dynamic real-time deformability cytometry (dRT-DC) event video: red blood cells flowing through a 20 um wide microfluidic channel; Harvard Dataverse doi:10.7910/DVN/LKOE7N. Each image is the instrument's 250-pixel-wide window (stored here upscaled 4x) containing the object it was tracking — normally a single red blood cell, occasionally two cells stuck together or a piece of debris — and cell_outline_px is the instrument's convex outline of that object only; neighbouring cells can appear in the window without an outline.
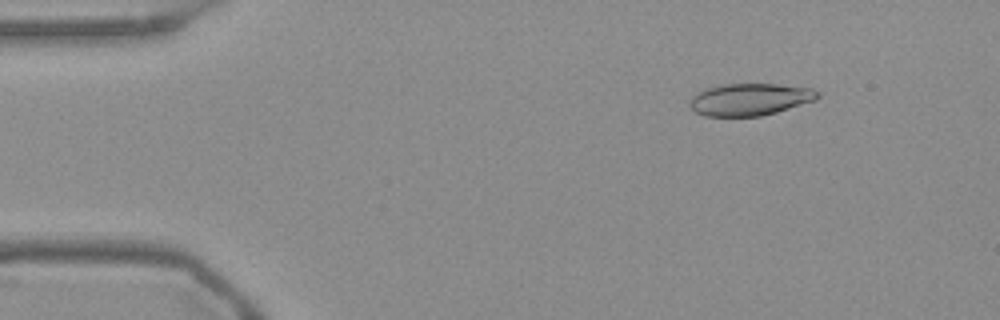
{"species": "Egyptian fruit bat (a non-hibernating species)", "species_latin": "Rousettus aegyptiacus", "temperature_condition": "warm", "stored_images_in_passage": 49, "camera_frame_rate_fps": 3000, "um_per_image_px": 0.085, "frame": {"image": 1, "passage_image": 2, "time_ms": 0.333, "image_size_px": [1000, 320], "cell_outline_px": [[820, 96], [816, 100], [776, 112], [760, 116], [704, 116], [696, 112], [688, 104], [692, 96], [696, 92], [704, 88], [720, 84], [776, 84], [812, 88], [820, 92]], "centroid_in_image_um": [63.72, 8.44], "position_along_channel_um": 21.3, "area_um2": 24.1}}
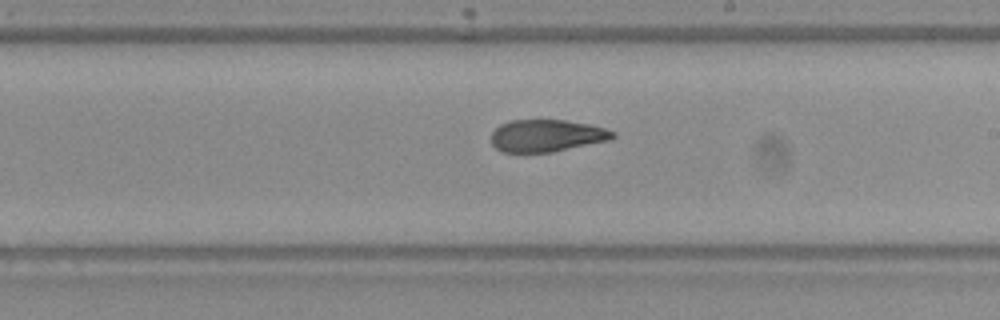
{"frame": {"image": 2, "passage_image": 26, "time_ms": 8.333, "image_size_px": [1000, 320], "cell_outline_px": [[616, 136], [612, 140], [552, 152], [500, 152], [492, 144], [492, 132], [500, 124], [508, 120], [564, 120], [588, 124], [604, 128], [616, 132]], "centroid_in_image_um": [46.48, 11.53], "position_along_channel_um": 242.5, "area_um2": 22.95}}
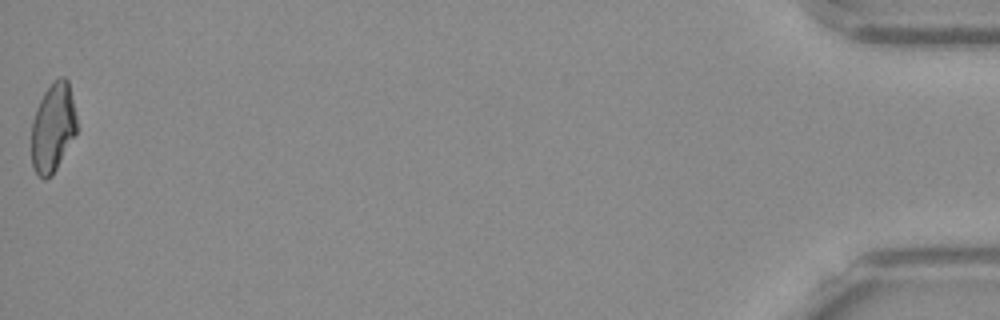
{"frame": {"image": 3, "passage_image": 49, "time_ms": 16.0, "image_size_px": [1000, 320], "cell_outline_px": [[76, 132], [52, 176], [44, 180], [36, 172], [32, 164], [32, 120], [36, 108], [44, 92], [60, 76], [64, 76], [68, 80], [76, 116]], "centroid_in_image_um": [4.49, 10.85], "position_along_channel_um": 430.7, "area_um2": 23.12}, "authors_computed_cell_mechanics": {"area_um2": 23.9292, "velocity_mm_per_s": 3.7658, "shape_relaxation_time_tau1_ms": null, "shape_relaxation_time_tau2_ms": 2.4733, "deformation_change_tau1": null, "deformation_change_tau2": 0.1014}}